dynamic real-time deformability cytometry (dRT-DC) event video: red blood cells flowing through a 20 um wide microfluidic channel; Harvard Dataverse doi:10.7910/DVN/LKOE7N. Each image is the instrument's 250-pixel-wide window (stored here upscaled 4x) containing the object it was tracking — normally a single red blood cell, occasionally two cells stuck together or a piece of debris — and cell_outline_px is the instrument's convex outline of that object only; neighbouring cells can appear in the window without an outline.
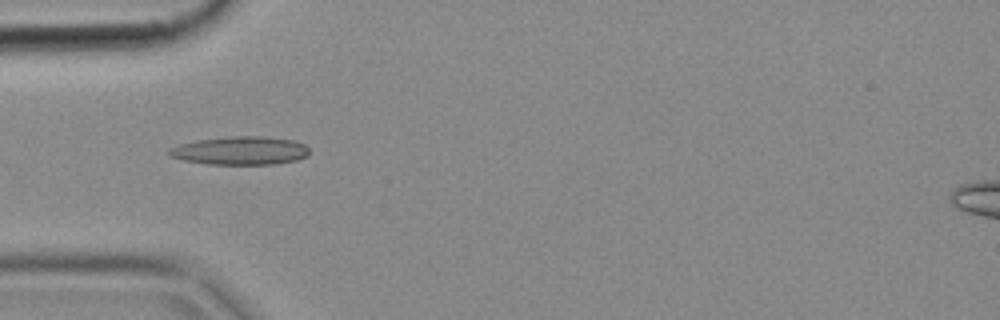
{"species": "common noctule bat (a hibernating species)", "species_latin": "Nyctalus noctula", "temperature_condition": "cold", "stored_images_in_passage": 6, "camera_frame_rate_fps": 3000, "um_per_image_px": 0.085, "animal": {"sex": "female", "body_mass_g": 18.4}, "frame": {"image": 1, "passage_image": 5, "time_ms": 1.333, "image_size_px": [1000, 320], "cell_outline_px": [[308, 156], [296, 160], [272, 164], [208, 164], [184, 160], [168, 156], [168, 148], [180, 144], [196, 140], [228, 136], [264, 136], [292, 140], [304, 144], [308, 148]], "centroid_in_image_um": [20.39, 12.8], "position_along_channel_um": 64.6, "area_um2": 23.18}}
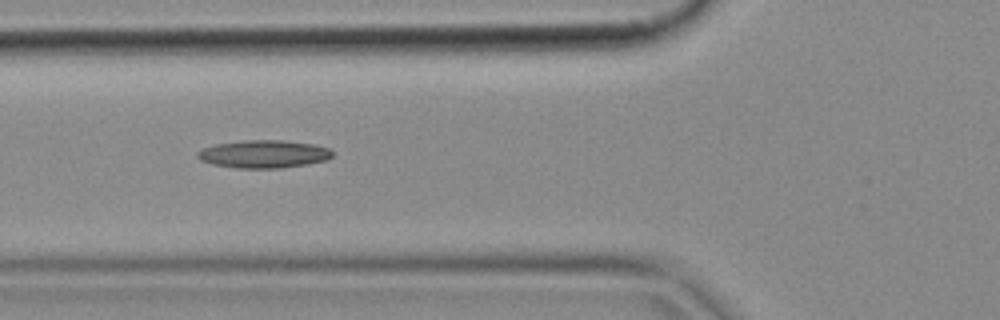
{"frame": {"image": 2, "passage_image": 6, "time_ms": 1.667, "image_size_px": [1000, 320], "cell_outline_px": [[332, 156], [328, 160], [308, 164], [280, 168], [236, 168], [212, 164], [200, 160], [196, 156], [196, 152], [204, 148], [216, 144], [244, 140], [284, 140], [312, 144], [328, 148], [332, 152]], "centroid_in_image_um": [22.41, 13.1], "position_along_channel_um": 103.4, "area_um2": 21.91}}